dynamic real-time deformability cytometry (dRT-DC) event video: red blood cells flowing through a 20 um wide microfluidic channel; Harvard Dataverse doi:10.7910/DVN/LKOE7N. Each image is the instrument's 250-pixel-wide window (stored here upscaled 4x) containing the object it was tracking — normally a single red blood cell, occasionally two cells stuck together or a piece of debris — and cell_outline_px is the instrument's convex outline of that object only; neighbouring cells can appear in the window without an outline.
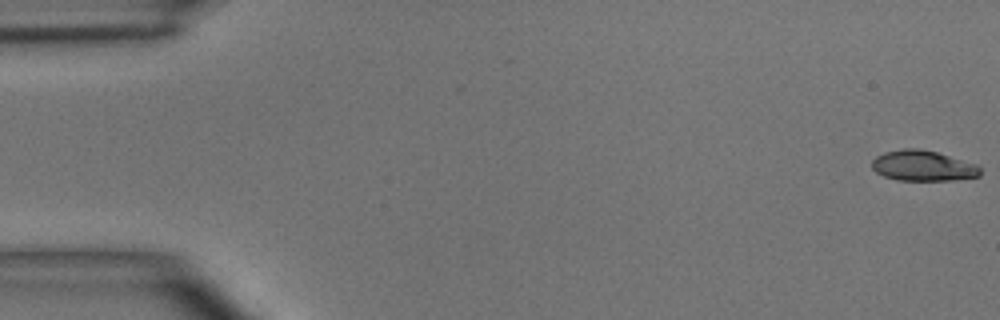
{"species": "common noctule bat (a hibernating species)", "species_latin": "Nyctalus noctula", "temperature_condition": "room temperature", "stored_images_in_passage": 5, "camera_frame_rate_fps": 3000, "um_per_image_px": 0.085, "animal": {"sex": "male", "body_mass_g": 15.6}, "frame": {"image": 1, "passage_image": 1, "time_ms": 0.0, "image_size_px": [1000, 320], "cell_outline_px": [[980, 176], [952, 180], [896, 180], [884, 176], [876, 172], [872, 168], [872, 160], [876, 156], [884, 152], [904, 148], [920, 148], [936, 152], [976, 164], [980, 168]], "centroid_in_image_um": [78.42, 14.09], "position_along_channel_um": 6.6, "area_um2": 19.19}}
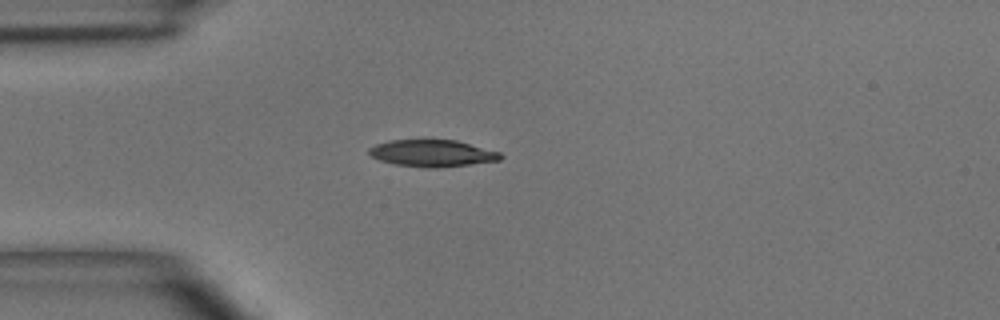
{"frame": {"image": 2, "passage_image": 4, "time_ms": 4.333, "image_size_px": [1000, 320], "cell_outline_px": [[504, 156], [500, 160], [436, 168], [424, 168], [396, 164], [380, 160], [372, 156], [368, 152], [368, 148], [376, 144], [388, 140], [456, 140], [500, 152]], "centroid_in_image_um": [36.73, 13.02], "position_along_channel_um": 48.3, "area_um2": 20.46}}